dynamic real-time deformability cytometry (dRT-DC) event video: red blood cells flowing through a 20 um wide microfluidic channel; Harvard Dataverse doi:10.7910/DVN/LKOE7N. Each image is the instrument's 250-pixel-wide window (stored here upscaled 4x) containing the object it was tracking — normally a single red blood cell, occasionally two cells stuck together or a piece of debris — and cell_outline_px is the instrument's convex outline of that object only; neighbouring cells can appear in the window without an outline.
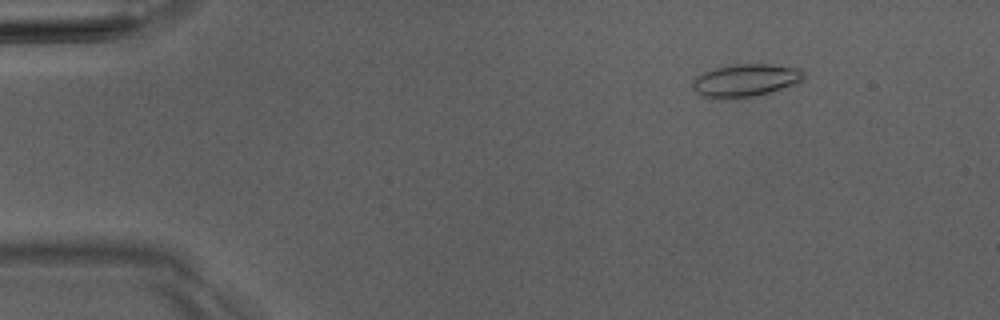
{"species": "Egyptian fruit bat (a non-hibernating species)", "species_latin": "Rousettus aegyptiacus", "temperature_condition": "room temperature", "stored_images_in_passage": 4, "camera_frame_rate_fps": 3000, "um_per_image_px": 0.085, "animal": {"sex": "male"}, "frame": {"image": 1, "passage_image": 2, "time_ms": 1.0, "image_size_px": [1000, 320], "cell_outline_px": [[804, 76], [800, 80], [792, 84], [768, 92], [736, 100], [720, 100], [700, 96], [692, 88], [692, 80], [696, 76], [704, 72], [716, 68], [732, 64], [772, 64], [800, 68], [804, 72]], "centroid_in_image_um": [63.27, 6.85], "position_along_channel_um": 21.7, "area_um2": 21.39}}